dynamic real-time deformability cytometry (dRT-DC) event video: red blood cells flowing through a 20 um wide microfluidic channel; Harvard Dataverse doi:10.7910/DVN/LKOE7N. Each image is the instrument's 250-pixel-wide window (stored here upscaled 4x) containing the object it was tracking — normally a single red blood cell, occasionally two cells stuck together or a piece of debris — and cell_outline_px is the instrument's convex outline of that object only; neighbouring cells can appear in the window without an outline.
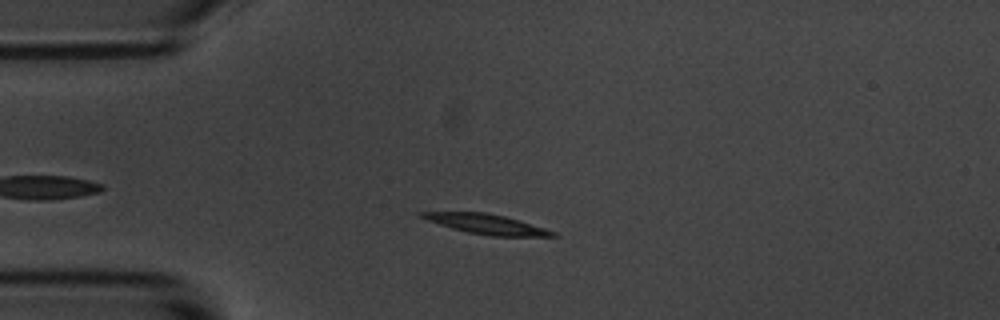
{"species": "common noctule bat (a hibernating species)", "species_latin": "Nyctalus noctula", "temperature_condition": "room temperature", "stored_images_in_passage": 42, "camera_frame_rate_fps": 3000, "um_per_image_px": 0.085, "animal": {"sex": "male", "body_mass_g": 20.1, "forearm_length_mm": 53.5}, "frame": {"image": 1, "passage_image": 11, "time_ms": 3.333, "image_size_px": [1000, 320], "cell_outline_px": [[560, 236], [488, 236], [468, 232], [452, 228], [428, 220], [420, 216], [420, 212], [484, 212], [504, 216], [544, 228], [556, 232]], "centroid_in_image_um": [41.38, 19.05], "position_along_channel_um": 43.6, "area_um2": 14.8}}
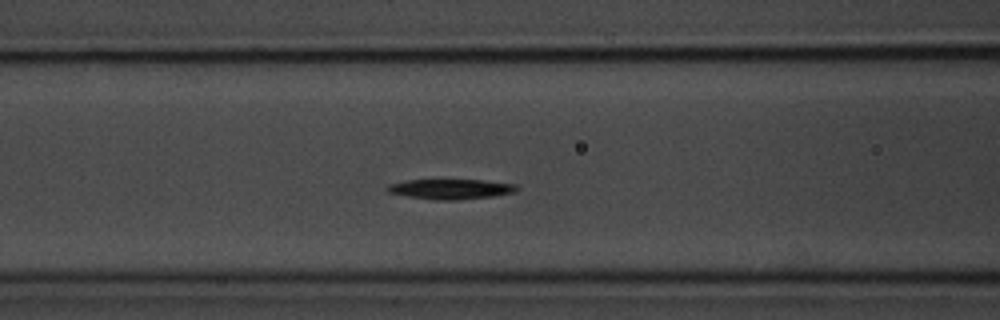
{"frame": {"image": 2, "passage_image": 20, "time_ms": 6.333, "image_size_px": [1000, 320], "cell_outline_px": [[520, 188], [516, 192], [492, 196], [456, 200], [436, 200], [404, 196], [388, 192], [388, 184], [408, 180], [484, 180], [516, 184]], "centroid_in_image_um": [38.34, 16.07], "position_along_channel_um": 128.3, "area_um2": 15.14}}
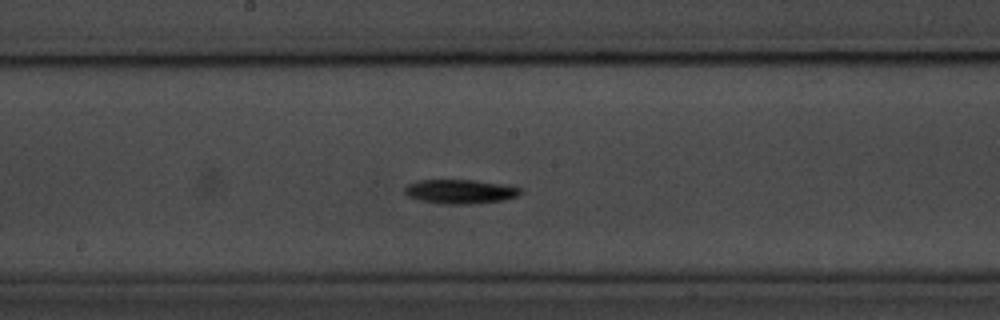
{"frame": {"image": 3, "passage_image": 27, "time_ms": 8.667, "image_size_px": [1000, 320], "cell_outline_px": [[524, 192], [516, 196], [504, 200], [472, 204], [440, 204], [420, 200], [408, 196], [404, 192], [404, 188], [408, 184], [420, 180], [472, 180], [504, 184], [520, 188]], "centroid_in_image_um": [39.12, 16.28], "position_along_channel_um": 209.1, "area_um2": 16.36}, "authors_computed_cell_mechanics": {"area_um2": 15.2014, "velocity_mm_per_s": 3.4633, "shape_relaxation_time_tau1_ms": 3.0174, "shape_relaxation_time_tau2_ms": null, "deformation_change_tau1": 0.0988, "deformation_change_tau2": null}}